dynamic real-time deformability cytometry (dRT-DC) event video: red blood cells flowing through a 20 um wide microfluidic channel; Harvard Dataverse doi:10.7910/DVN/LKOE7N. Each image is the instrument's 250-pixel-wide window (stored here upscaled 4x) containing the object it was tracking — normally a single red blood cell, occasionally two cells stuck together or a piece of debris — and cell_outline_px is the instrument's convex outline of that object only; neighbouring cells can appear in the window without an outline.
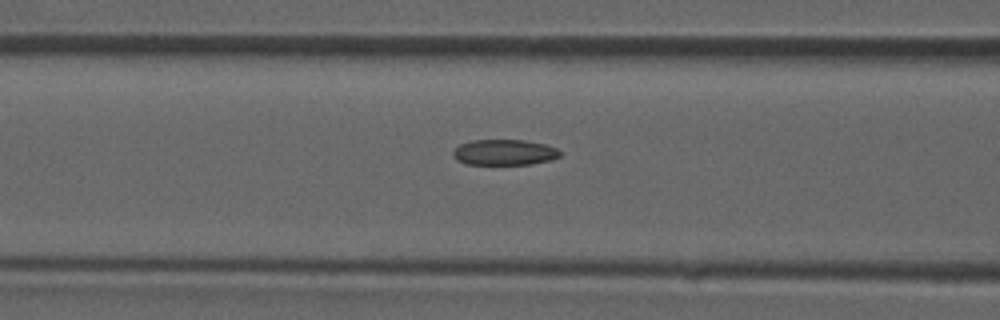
{"species": "common noctule bat (a hibernating species)", "species_latin": "Nyctalus noctula", "temperature_condition": "room temperature", "stored_images_in_passage": 45, "camera_frame_rate_fps": 3000, "um_per_image_px": 0.085, "animal": {"sex": "male", "forearm_length_mm": 52.5}, "frame": {"image": 1, "passage_image": 20, "time_ms": 6.333, "image_size_px": [1000, 320], "cell_outline_px": [[560, 156], [548, 160], [528, 164], [468, 164], [456, 160], [452, 156], [452, 152], [460, 144], [472, 140], [524, 140], [544, 144], [556, 148], [560, 152]], "centroid_in_image_um": [42.82, 12.94], "position_along_channel_um": 123.8, "area_um2": 15.84}}